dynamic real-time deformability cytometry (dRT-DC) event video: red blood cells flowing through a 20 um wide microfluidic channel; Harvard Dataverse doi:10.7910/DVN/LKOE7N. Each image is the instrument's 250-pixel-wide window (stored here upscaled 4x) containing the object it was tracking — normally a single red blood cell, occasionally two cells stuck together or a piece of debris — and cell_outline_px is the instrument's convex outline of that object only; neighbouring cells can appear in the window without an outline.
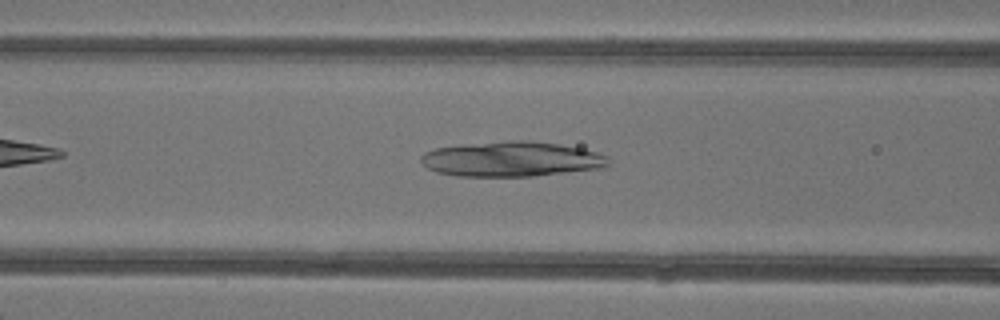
{"species": "common noctule bat (a hibernating species)", "species_latin": "Nyctalus noctula", "temperature_condition": "warm", "stored_images_in_passage": 5, "camera_frame_rate_fps": 3000, "um_per_image_px": 0.085, "animal": {"sex": "female"}, "frame": {"image": 1, "passage_image": 5, "time_ms": 4.667, "image_size_px": [1000, 320], "cell_outline_px": [[608, 164], [600, 168], [532, 176], [456, 176], [436, 172], [428, 168], [420, 160], [420, 156], [424, 152], [436, 148], [460, 144], [508, 140], [532, 140], [560, 144], [580, 148], [596, 152], [608, 156]], "centroid_in_image_um": [43.43, 13.51], "position_along_channel_um": 123.2, "area_um2": 38.38}}